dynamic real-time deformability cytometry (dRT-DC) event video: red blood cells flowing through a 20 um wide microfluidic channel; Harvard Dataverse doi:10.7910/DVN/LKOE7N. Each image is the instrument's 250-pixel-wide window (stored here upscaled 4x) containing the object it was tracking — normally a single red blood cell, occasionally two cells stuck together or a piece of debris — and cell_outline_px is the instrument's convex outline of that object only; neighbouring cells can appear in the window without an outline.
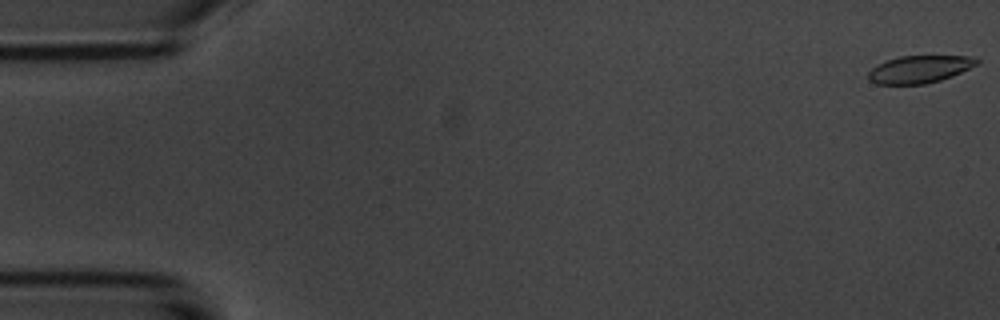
{"species": "common noctule bat (a hibernating species)", "species_latin": "Nyctalus noctula", "temperature_condition": "room temperature", "stored_images_in_passage": 55, "camera_frame_rate_fps": 3000, "um_per_image_px": 0.085, "animal": {"sex": "male", "body_mass_g": 20.1, "forearm_length_mm": 53.5}, "frame": {"image": 1, "passage_image": 1, "time_ms": 0.0, "image_size_px": [1000, 320], "cell_outline_px": [[980, 60], [976, 64], [952, 76], [940, 80], [924, 84], [876, 84], [868, 80], [868, 72], [876, 64], [900, 56], [976, 56]], "centroid_in_image_um": [78.13, 5.88], "position_along_channel_um": 6.9, "area_um2": 17.28}}
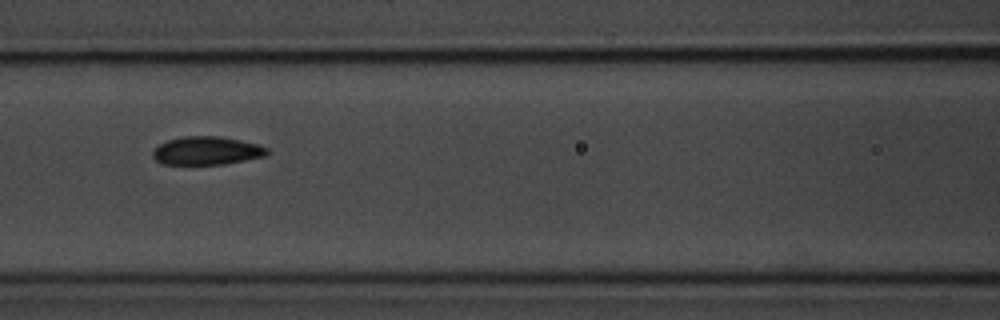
{"frame": {"image": 2, "passage_image": 24, "time_ms": 7.667, "image_size_px": [1000, 320], "cell_outline_px": [[268, 152], [264, 156], [224, 164], [160, 164], [152, 156], [152, 152], [160, 144], [168, 140], [184, 136], [220, 136], [240, 140], [256, 144], [268, 148]], "centroid_in_image_um": [17.54, 12.81], "position_along_channel_um": 149.1, "area_um2": 18.67}}
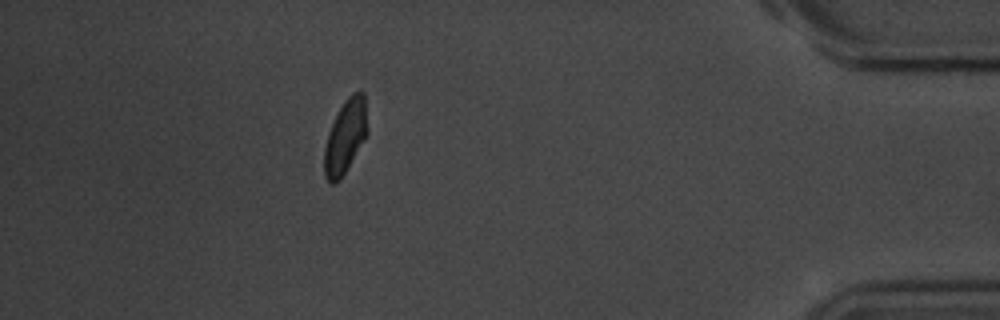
{"frame": {"image": 3, "passage_image": 49, "time_ms": 16.0, "image_size_px": [1000, 320], "cell_outline_px": [[368, 132], [364, 140], [340, 180], [336, 184], [332, 184], [324, 176], [324, 148], [328, 132], [344, 100], [352, 92], [364, 92], [368, 128]], "centroid_in_image_um": [29.35, 11.61], "position_along_channel_um": 405.8, "area_um2": 18.5}, "authors_computed_cell_mechanics": {"area_um2": 18.9006, "velocity_mm_per_s": 3.6854, "shape_relaxation_time_tau1_ms": 2.2083, "shape_relaxation_time_tau2_ms": 0.9277, "deformation_change_tau1": 0.1078, "deformation_change_tau2": 0.0624}}